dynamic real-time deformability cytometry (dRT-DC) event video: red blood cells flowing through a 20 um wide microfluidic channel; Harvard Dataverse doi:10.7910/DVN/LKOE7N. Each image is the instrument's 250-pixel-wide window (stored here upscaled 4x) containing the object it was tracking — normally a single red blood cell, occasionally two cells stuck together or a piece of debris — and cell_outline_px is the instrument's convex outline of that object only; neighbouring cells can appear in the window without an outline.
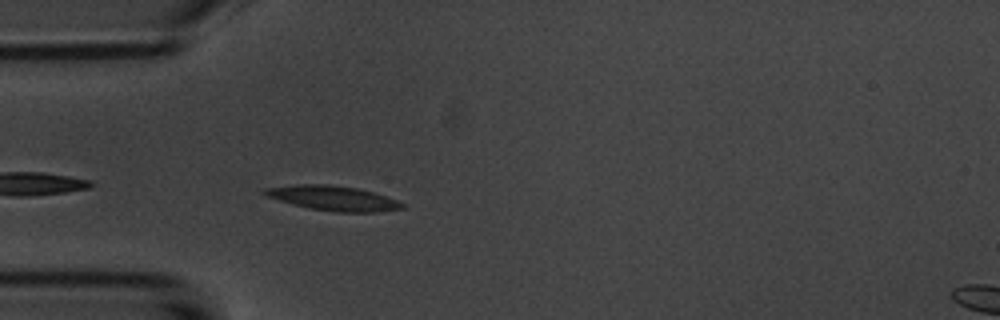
{"species": "common noctule bat (a hibernating species)", "species_latin": "Nyctalus noctula", "temperature_condition": "room temperature", "stored_images_in_passage": 41, "camera_frame_rate_fps": 3000, "um_per_image_px": 0.085, "animal": {"sex": "male", "body_mass_g": 20.1, "forearm_length_mm": 53.5}, "frame": {"image": 1, "passage_image": 2, "time_ms": 0.333, "image_size_px": [1000, 320], "cell_outline_px": [[408, 204], [404, 208], [376, 212], [336, 212], [308, 208], [292, 204], [264, 196], [260, 192], [264, 188], [300, 184], [328, 184], [356, 188], [372, 192]], "centroid_in_image_um": [28.28, 16.85], "position_along_channel_um": 56.7, "area_um2": 19.88}}
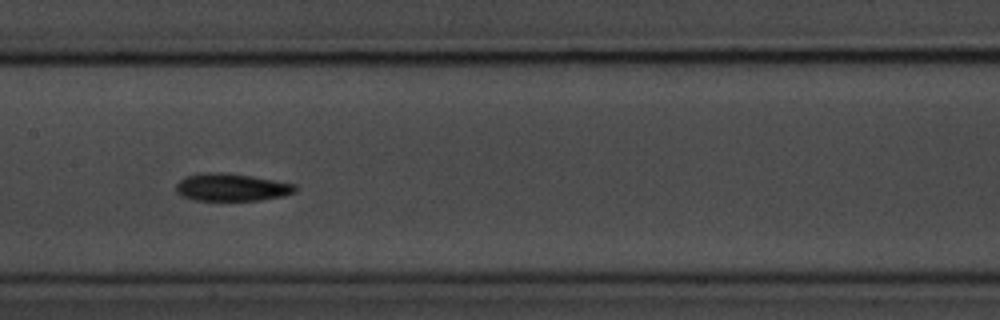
{"frame": {"image": 2, "passage_image": 13, "time_ms": 4.0, "image_size_px": [1000, 320], "cell_outline_px": [[296, 192], [284, 196], [260, 200], [192, 200], [180, 196], [176, 192], [176, 184], [184, 176], [200, 172], [224, 172], [252, 176], [296, 184]], "centroid_in_image_um": [19.64, 15.91], "position_along_channel_um": 187.8, "area_um2": 19.42}}
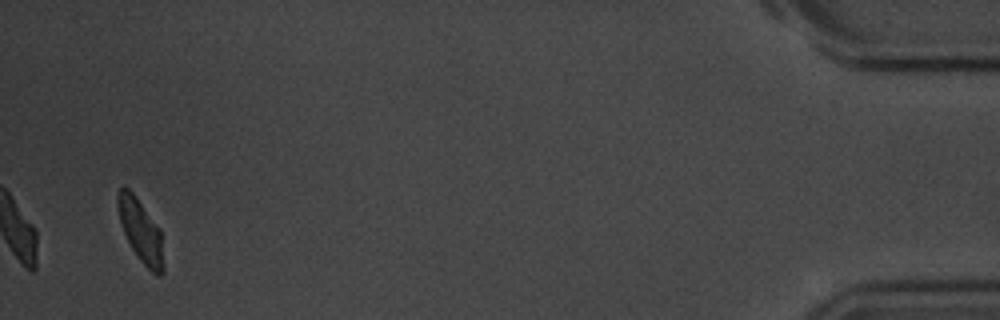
{"frame": {"image": 3, "passage_image": 39, "time_ms": 12.667, "image_size_px": [1000, 320], "cell_outline_px": [[164, 272], [160, 276], [156, 276], [140, 260], [132, 248], [124, 232], [120, 220], [116, 204], [116, 196], [120, 188], [124, 184], [132, 192], [160, 228], [164, 264]], "centroid_in_image_um": [11.96, 19.61], "position_along_channel_um": 423.2, "area_um2": 16.7}, "authors_computed_cell_mechanics": {"area_um2": 18.3226, "velocity_mm_per_s": 3.6826, "shape_relaxation_time_tau1_ms": 2.7437, "shape_relaxation_time_tau2_ms": 4.8983, "deformation_change_tau1": 0.1056, "deformation_change_tau2": 0.1094}}